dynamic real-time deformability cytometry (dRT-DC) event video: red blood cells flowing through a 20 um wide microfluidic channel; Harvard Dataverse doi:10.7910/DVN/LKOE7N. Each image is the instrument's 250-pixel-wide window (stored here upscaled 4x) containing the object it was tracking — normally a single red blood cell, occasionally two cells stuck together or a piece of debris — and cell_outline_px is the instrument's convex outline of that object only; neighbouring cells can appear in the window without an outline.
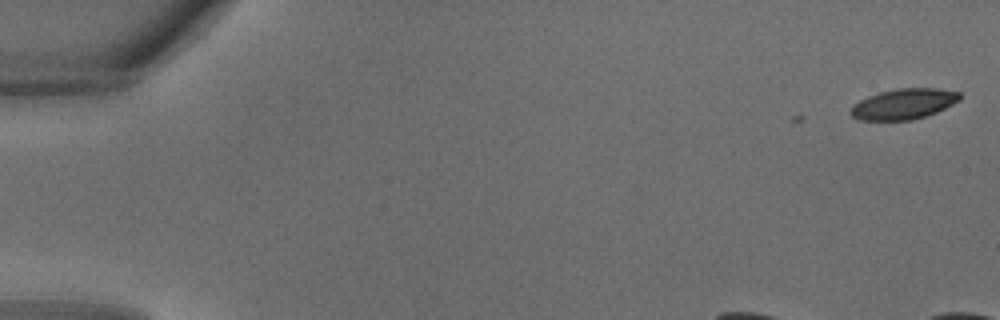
{"species": "common noctule bat (a hibernating species)", "species_latin": "Nyctalus noctula", "temperature_condition": "warm", "stored_images_in_passage": 3, "camera_frame_rate_fps": 3000, "um_per_image_px": 0.085, "animal": {"sex": "male", "body_mass_g": 18.8}, "frame": {"image": 1, "passage_image": 1, "time_ms": 0.0, "image_size_px": [1000, 320], "cell_outline_px": [[960, 100], [936, 112], [912, 120], [860, 120], [852, 116], [848, 112], [852, 104], [868, 96], [880, 92], [900, 88], [936, 88], [960, 92]], "centroid_in_image_um": [76.78, 8.84], "position_along_channel_um": 8.2, "area_um2": 19.36}}